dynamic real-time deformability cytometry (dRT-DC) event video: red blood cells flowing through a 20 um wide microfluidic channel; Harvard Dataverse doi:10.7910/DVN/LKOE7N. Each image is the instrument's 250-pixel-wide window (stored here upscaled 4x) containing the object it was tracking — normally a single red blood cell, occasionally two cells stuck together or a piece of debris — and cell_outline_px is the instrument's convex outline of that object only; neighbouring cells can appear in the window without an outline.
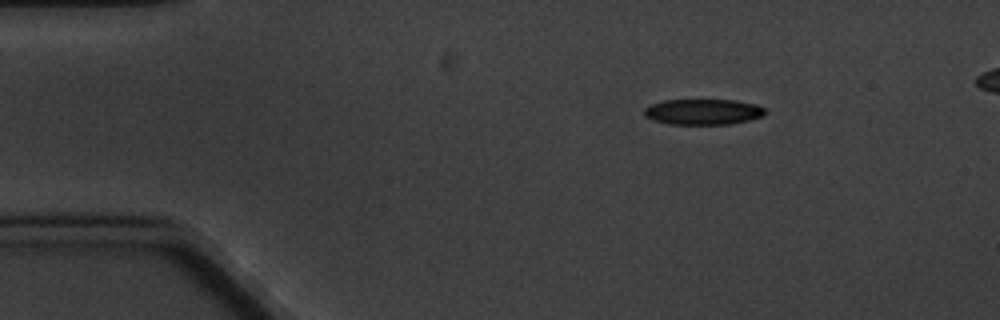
{"species": "common noctule bat (a hibernating species)", "species_latin": "Nyctalus noctula", "temperature_condition": "cold", "stored_images_in_passage": 5, "camera_frame_rate_fps": 3000, "um_per_image_px": 0.085, "animal": {"sex": "male", "body_mass_g": 20.1, "forearm_length_mm": 53.5}, "frame": {"image": 1, "passage_image": 1, "time_ms": 0.0, "image_size_px": [1000, 320], "cell_outline_px": [[768, 112], [764, 116], [748, 120], [728, 124], [668, 124], [652, 120], [644, 116], [644, 108], [652, 104], [664, 100], [736, 100], [756, 104], [764, 108]], "centroid_in_image_um": [59.77, 9.5], "position_along_channel_um": 25.2, "area_um2": 18.21}}